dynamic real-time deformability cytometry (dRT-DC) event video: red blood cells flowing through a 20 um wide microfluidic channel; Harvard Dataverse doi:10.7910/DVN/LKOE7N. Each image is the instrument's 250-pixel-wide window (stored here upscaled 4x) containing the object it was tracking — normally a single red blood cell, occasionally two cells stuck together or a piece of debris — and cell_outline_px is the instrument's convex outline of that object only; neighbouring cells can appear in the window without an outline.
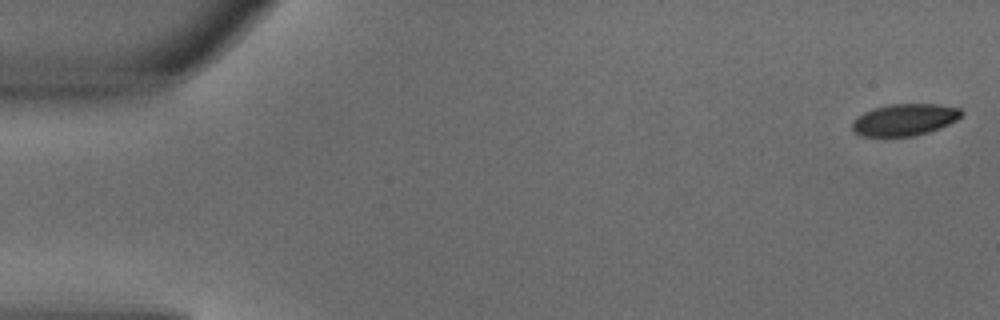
{"species": "common noctule bat (a hibernating species)", "species_latin": "Nyctalus noctula", "temperature_condition": "warm", "stored_images_in_passage": 3, "camera_frame_rate_fps": 3000, "um_per_image_px": 0.085, "animal": {"sex": "male", "body_mass_g": 18.8}, "frame": {"image": 1, "passage_image": 1, "time_ms": 0.0, "image_size_px": [1000, 320], "cell_outline_px": [[964, 112], [956, 120], [940, 128], [928, 132], [912, 136], [860, 136], [852, 128], [852, 124], [864, 112], [872, 108], [888, 104], [936, 104], [960, 108]], "centroid_in_image_um": [76.91, 10.17], "position_along_channel_um": 8.1, "area_um2": 20.06}}